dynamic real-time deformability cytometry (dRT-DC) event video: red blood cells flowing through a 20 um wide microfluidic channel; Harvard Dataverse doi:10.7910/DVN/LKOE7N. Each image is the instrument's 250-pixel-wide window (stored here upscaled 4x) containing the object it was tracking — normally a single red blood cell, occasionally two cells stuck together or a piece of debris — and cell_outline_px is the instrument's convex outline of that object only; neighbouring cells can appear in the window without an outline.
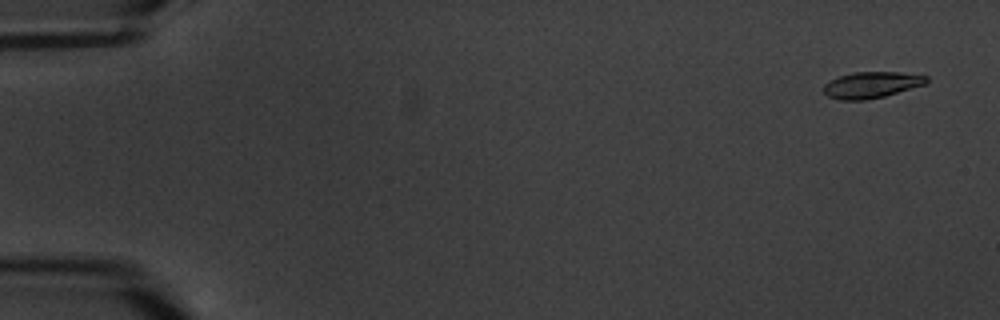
{"species": "common noctule bat (a hibernating species)", "species_latin": "Nyctalus noctula", "temperature_condition": "warm", "stored_images_in_passage": 8, "camera_frame_rate_fps": 3000, "um_per_image_px": 0.085, "animal": {"sex": "male", "body_mass_g": 20.1, "forearm_length_mm": 53.5}, "frame": {"image": 1, "passage_image": 1, "time_ms": 0.0, "image_size_px": [1000, 320], "cell_outline_px": [[928, 84], [884, 96], [864, 100], [840, 100], [828, 96], [824, 92], [824, 84], [840, 76], [852, 72], [900, 72], [928, 76]], "centroid_in_image_um": [74.12, 7.21], "position_along_channel_um": 10.9, "area_um2": 15.72}}
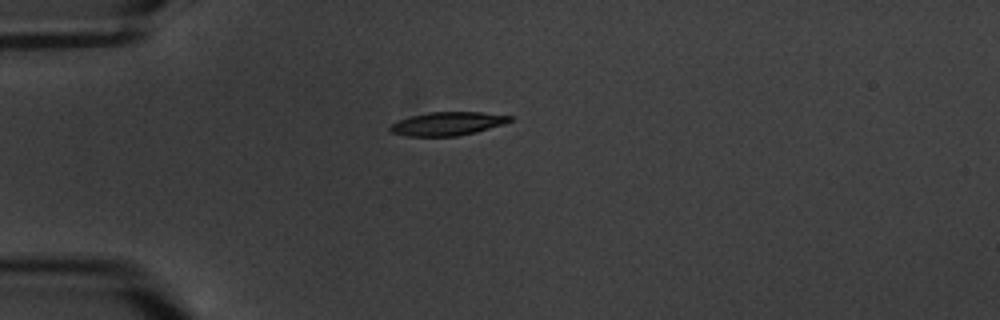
{"frame": {"image": 2, "passage_image": 5, "time_ms": 4.667, "image_size_px": [1000, 320], "cell_outline_px": [[512, 120], [504, 124], [476, 132], [456, 136], [408, 136], [392, 132], [388, 128], [392, 124], [400, 120], [412, 116], [428, 112], [480, 112], [512, 116]], "centroid_in_image_um": [38.06, 10.51], "position_along_channel_um": 46.9, "area_um2": 16.18}}